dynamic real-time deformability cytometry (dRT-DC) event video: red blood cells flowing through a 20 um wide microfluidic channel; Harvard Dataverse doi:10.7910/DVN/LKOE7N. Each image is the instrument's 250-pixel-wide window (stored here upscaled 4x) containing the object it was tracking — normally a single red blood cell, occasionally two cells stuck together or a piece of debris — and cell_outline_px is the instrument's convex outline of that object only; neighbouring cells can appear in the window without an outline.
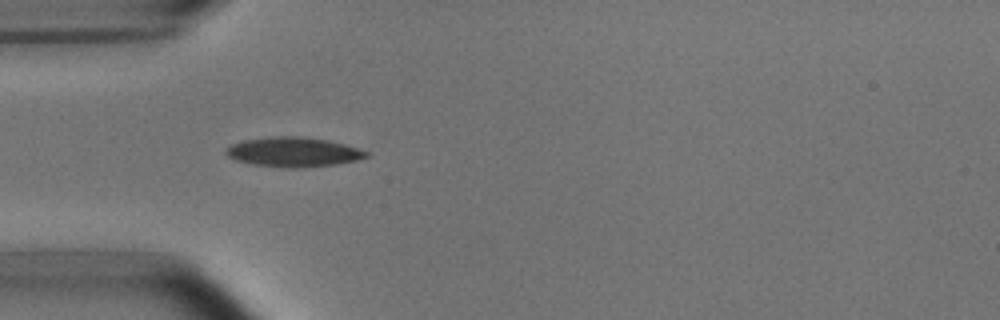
{"species": "common noctule bat (a hibernating species)", "species_latin": "Nyctalus noctula", "temperature_condition": "room temperature", "stored_images_in_passage": 7, "camera_frame_rate_fps": 3000, "um_per_image_px": 0.085, "animal": {"sex": "male", "body_mass_g": 15.6}, "frame": {"image": 1, "passage_image": 4, "time_ms": 1.0, "image_size_px": [1000, 320], "cell_outline_px": [[368, 156], [356, 160], [336, 164], [300, 168], [284, 168], [252, 164], [236, 160], [228, 156], [224, 152], [224, 148], [232, 144], [244, 140], [276, 136], [300, 136], [328, 140], [344, 144], [368, 152]], "centroid_in_image_um": [24.9, 12.92], "position_along_channel_um": 60.1, "area_um2": 24.16}}
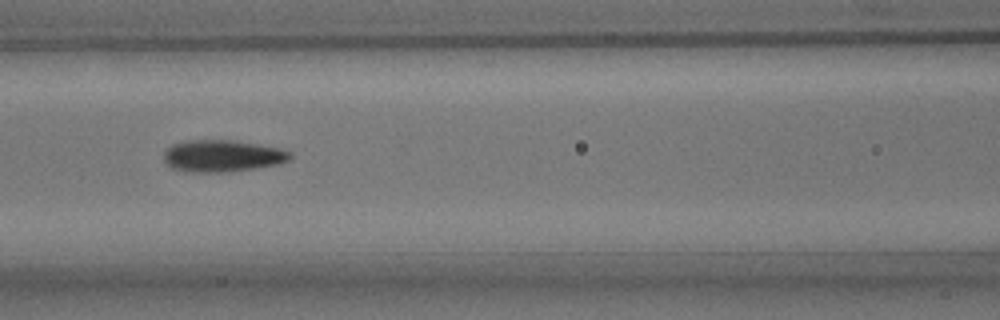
{"frame": {"image": 2, "passage_image": 6, "time_ms": 1.667, "image_size_px": [1000, 320], "cell_outline_px": [[292, 156], [288, 160], [280, 164], [256, 168], [228, 172], [184, 172], [172, 168], [164, 160], [164, 152], [172, 144], [184, 140], [228, 140], [256, 144], [276, 148], [292, 152]], "centroid_in_image_um": [18.87, 13.26], "position_along_channel_um": 147.7, "area_um2": 23.47}}
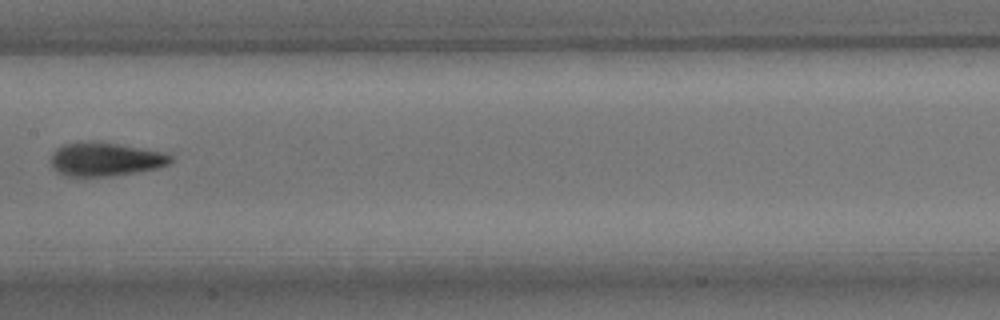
{"frame": {"image": 3, "passage_image": 7, "time_ms": 2.0, "image_size_px": [1000, 320], "cell_outline_px": [[172, 160], [168, 164], [156, 168], [136, 172], [112, 176], [64, 176], [56, 172], [52, 168], [52, 152], [56, 148], [64, 144], [80, 140], [116, 144], [164, 152], [172, 156]], "centroid_in_image_um": [8.9, 13.54], "position_along_channel_um": 198.5, "area_um2": 23.47}}